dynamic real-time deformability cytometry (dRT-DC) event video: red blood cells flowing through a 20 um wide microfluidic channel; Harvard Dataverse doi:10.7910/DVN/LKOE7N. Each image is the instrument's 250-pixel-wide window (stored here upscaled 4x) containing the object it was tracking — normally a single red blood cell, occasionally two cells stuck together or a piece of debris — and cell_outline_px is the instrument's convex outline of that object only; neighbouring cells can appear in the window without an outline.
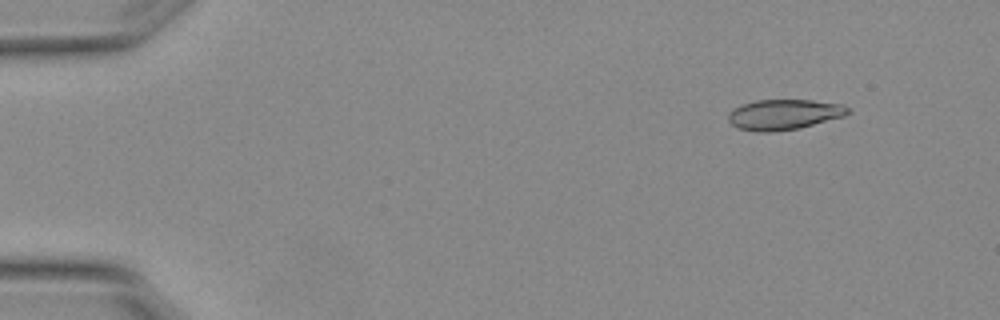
{"species": "Egyptian fruit bat (a non-hibernating species)", "species_latin": "Rousettus aegyptiacus", "temperature_condition": "warm", "stored_images_in_passage": 4, "camera_frame_rate_fps": 3000, "um_per_image_px": 0.085, "animal": {"sex": "female"}, "frame": {"image": 1, "passage_image": 1, "time_ms": 0.0, "image_size_px": [1000, 320], "cell_outline_px": [[852, 112], [844, 116], [800, 128], [772, 132], [756, 132], [740, 128], [732, 124], [728, 120], [728, 112], [732, 108], [740, 104], [756, 100], [812, 100], [840, 104], [848, 108]], "centroid_in_image_um": [66.61, 9.73], "position_along_channel_um": 18.4, "area_um2": 21.27}}
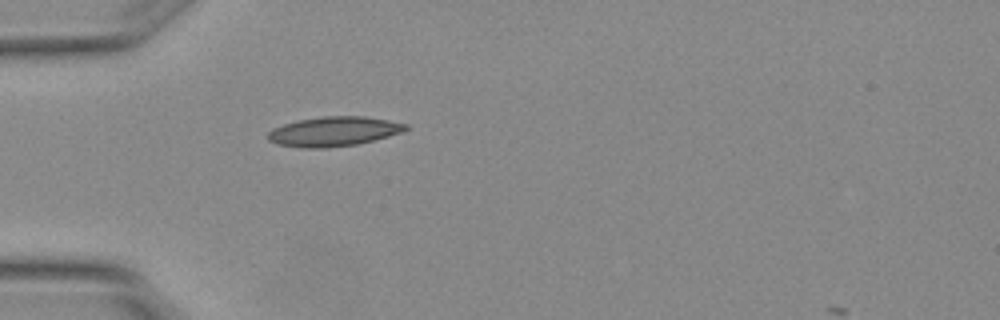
{"frame": {"image": 2, "passage_image": 4, "time_ms": 1.0, "image_size_px": [1000, 320], "cell_outline_px": [[408, 128], [404, 132], [356, 144], [328, 148], [304, 148], [276, 144], [268, 140], [268, 132], [272, 128], [296, 120], [324, 116], [364, 116], [388, 120], [408, 124]], "centroid_in_image_um": [28.35, 11.17], "position_along_channel_um": 56.6, "area_um2": 23.81}}